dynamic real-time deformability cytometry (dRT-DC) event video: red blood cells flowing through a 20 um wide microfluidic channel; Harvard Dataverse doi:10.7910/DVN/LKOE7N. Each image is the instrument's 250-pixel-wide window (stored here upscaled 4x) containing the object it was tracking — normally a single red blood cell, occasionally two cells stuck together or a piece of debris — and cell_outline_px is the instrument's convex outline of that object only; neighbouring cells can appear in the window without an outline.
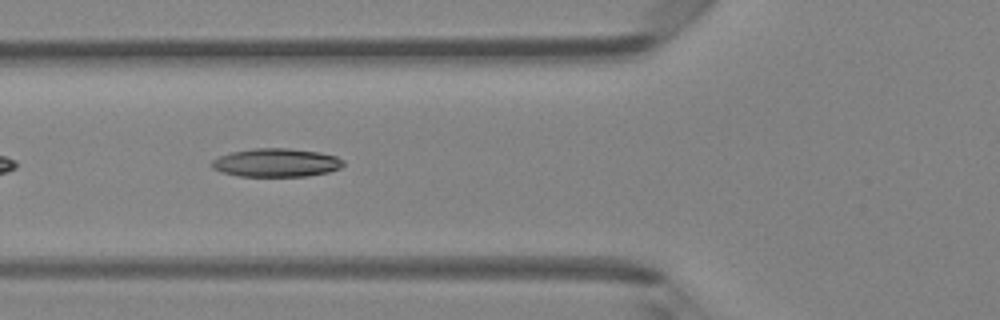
{"species": "Egyptian fruit bat (a non-hibernating species)", "species_latin": "Rousettus aegyptiacus", "temperature_condition": "room temperature", "stored_images_in_passage": 36, "camera_frame_rate_fps": 3000, "um_per_image_px": 0.085, "animal": {"sex": "female"}, "frame": {"image": 1, "passage_image": 5, "time_ms": 1.333, "image_size_px": [1000, 320], "cell_outline_px": [[344, 164], [340, 168], [328, 172], [308, 176], [236, 176], [220, 172], [212, 168], [208, 164], [212, 160], [220, 156], [232, 152], [256, 148], [288, 148], [320, 152], [336, 156], [344, 160]], "centroid_in_image_um": [23.46, 13.83], "position_along_channel_um": 102.3, "area_um2": 21.96}}
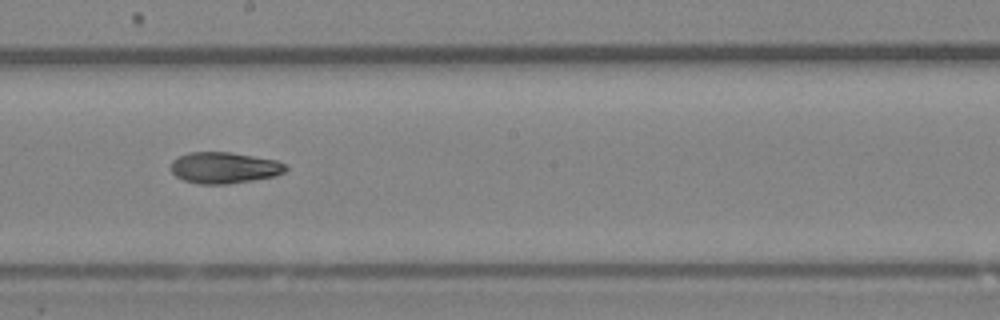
{"frame": {"image": 2, "passage_image": 14, "time_ms": 4.333, "image_size_px": [1000, 320], "cell_outline_px": [[288, 168], [284, 172], [276, 176], [228, 184], [200, 184], [184, 180], [176, 176], [172, 172], [172, 160], [188, 152], [232, 152], [276, 160], [288, 164]], "centroid_in_image_um": [19.1, 14.25], "position_along_channel_um": 229.1, "area_um2": 20.98}}
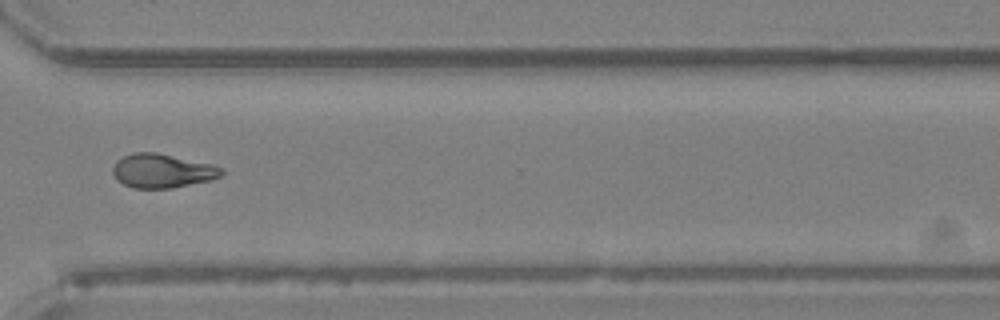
{"frame": {"image": 3, "passage_image": 23, "time_ms": 7.333, "image_size_px": [1000, 320], "cell_outline_px": [[224, 172], [220, 176], [208, 180], [172, 188], [132, 188], [116, 180], [112, 172], [112, 168], [116, 160], [132, 152], [156, 152], [212, 164], [224, 168]], "centroid_in_image_um": [13.76, 14.51], "position_along_channel_um": 356.8, "area_um2": 21.56}}